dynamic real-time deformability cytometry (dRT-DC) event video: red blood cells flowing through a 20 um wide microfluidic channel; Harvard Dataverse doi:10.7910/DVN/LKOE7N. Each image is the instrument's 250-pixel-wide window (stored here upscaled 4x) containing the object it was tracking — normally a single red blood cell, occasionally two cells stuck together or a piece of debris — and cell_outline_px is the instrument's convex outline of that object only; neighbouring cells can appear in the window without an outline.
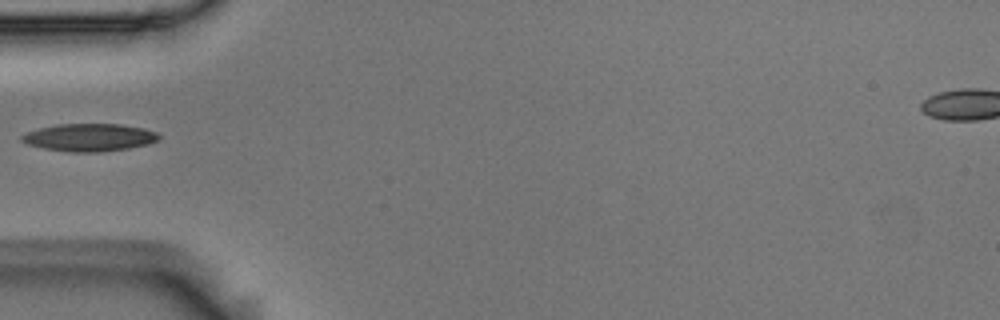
{"species": "Egyptian fruit bat (a non-hibernating species)", "species_latin": "Rousettus aegyptiacus", "temperature_condition": "room temperature", "stored_images_in_passage": 7, "camera_frame_rate_fps": 3000, "um_per_image_px": 0.085, "animal": {"sex": "male"}, "frame": {"image": 1, "passage_image": 1, "time_ms": 0.0, "image_size_px": [1000, 320], "cell_outline_px": [[160, 140], [148, 144], [128, 148], [100, 152], [68, 152], [44, 148], [28, 144], [20, 140], [20, 136], [28, 132], [40, 128], [56, 124], [120, 124], [144, 128], [156, 132], [160, 136]], "centroid_in_image_um": [7.61, 11.68], "position_along_channel_um": 77.4, "area_um2": 22.08}}
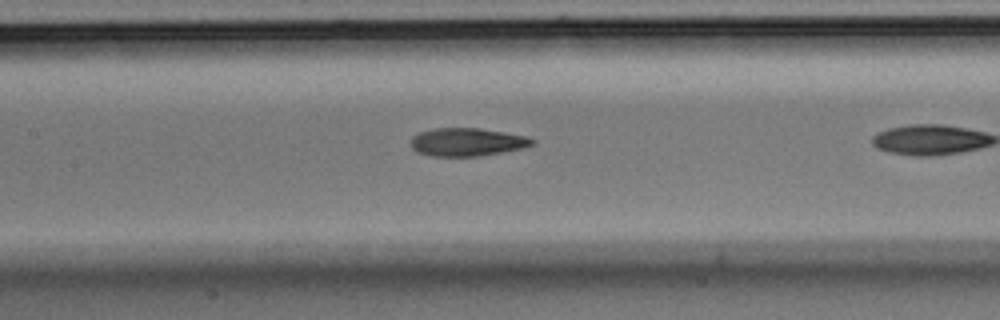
{"frame": {"image": 2, "passage_image": 5, "time_ms": 1.333, "image_size_px": [1000, 320], "cell_outline_px": [[536, 144], [524, 148], [480, 156], [432, 156], [416, 152], [412, 148], [412, 136], [420, 132], [432, 128], [480, 128], [524, 136], [536, 140]], "centroid_in_image_um": [39.71, 12.07], "position_along_channel_um": 167.7, "area_um2": 19.88}}